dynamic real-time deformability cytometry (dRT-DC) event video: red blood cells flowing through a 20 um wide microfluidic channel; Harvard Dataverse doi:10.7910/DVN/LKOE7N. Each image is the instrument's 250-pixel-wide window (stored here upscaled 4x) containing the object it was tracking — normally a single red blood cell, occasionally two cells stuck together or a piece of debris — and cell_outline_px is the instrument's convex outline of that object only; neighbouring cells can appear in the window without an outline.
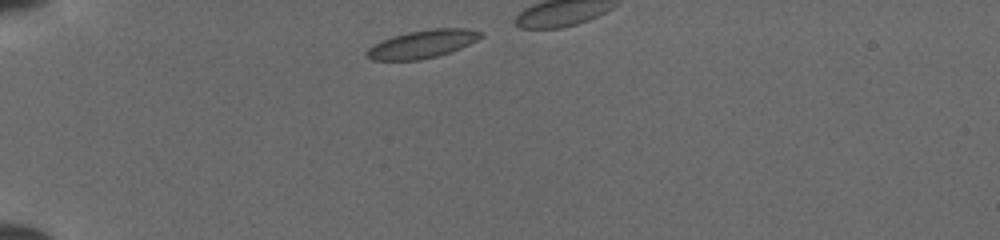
{"species": "common noctule bat (a hibernating species)", "species_latin": "Nyctalus noctula", "temperature_condition": "cold", "stored_images_in_passage": 11, "camera_frame_rate_fps": 3000, "um_per_image_px": 0.085, "animal": {"sex": "female", "body_mass_g": 19.5, "forearm_length_mm": 54.1}, "frame": {"image": 1, "passage_image": 2, "time_ms": 0.333, "image_size_px": [1000, 240], "cell_outline_px": [[484, 36], [452, 52], [420, 60], [372, 60], [364, 52], [372, 44], [392, 36], [408, 32], [432, 28], [468, 28], [484, 32]], "centroid_in_image_um": [35.91, 3.73], "position_along_channel_um": 49.1, "area_um2": 18.73}}
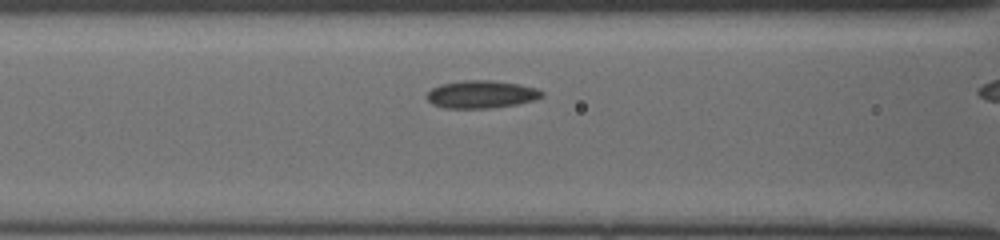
{"frame": {"image": 2, "passage_image": 10, "time_ms": 3.0, "image_size_px": [1000, 240], "cell_outline_px": [[544, 96], [536, 100], [516, 104], [492, 108], [444, 108], [432, 104], [424, 96], [432, 88], [440, 84], [464, 80], [492, 80], [520, 84], [536, 88], [544, 92]], "centroid_in_image_um": [40.92, 8.02], "position_along_channel_um": 125.7, "area_um2": 18.79}}